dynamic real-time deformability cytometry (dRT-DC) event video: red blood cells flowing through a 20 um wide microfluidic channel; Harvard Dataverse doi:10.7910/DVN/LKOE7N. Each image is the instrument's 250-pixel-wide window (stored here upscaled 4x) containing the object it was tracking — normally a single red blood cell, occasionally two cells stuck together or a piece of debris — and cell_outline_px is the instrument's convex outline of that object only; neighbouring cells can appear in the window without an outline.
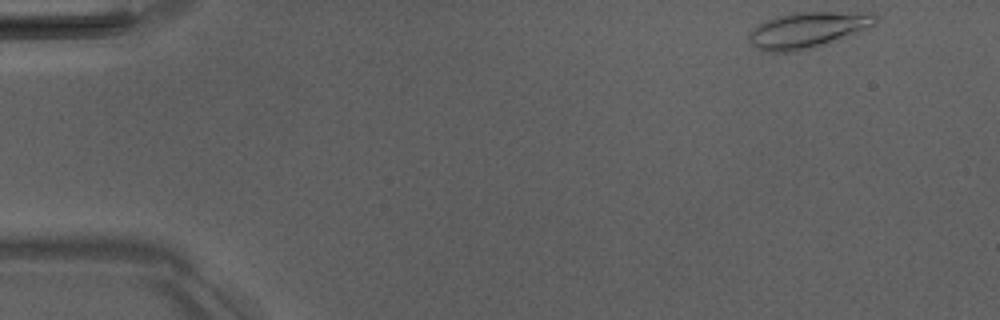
{"species": "Egyptian fruit bat (a non-hibernating species)", "species_latin": "Rousettus aegyptiacus", "temperature_condition": "room temperature", "stored_images_in_passage": 38, "camera_frame_rate_fps": 3000, "um_per_image_px": 0.085, "animal": {"sex": "male"}, "frame": {"image": 1, "passage_image": 1, "time_ms": 0.0, "image_size_px": [1000, 320], "cell_outline_px": [[876, 24], [872, 28], [840, 40], [812, 48], [792, 52], [768, 52], [752, 44], [748, 40], [748, 36], [760, 24], [776, 16], [792, 12], [872, 12], [876, 16]], "centroid_in_image_um": [68.76, 2.54], "position_along_channel_um": 16.2, "area_um2": 26.65}}
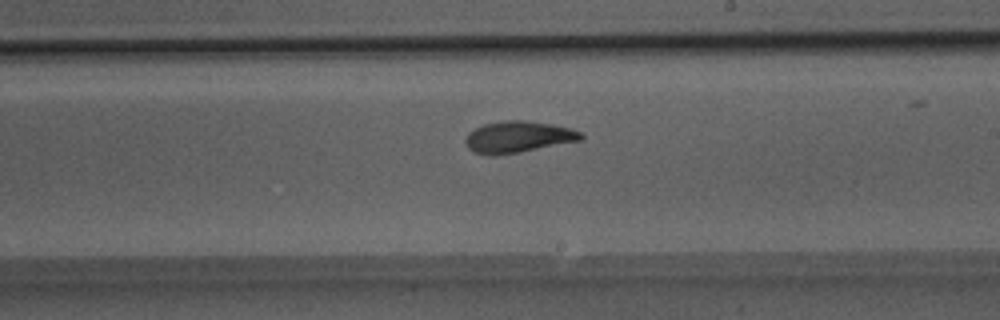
{"frame": {"image": 2, "passage_image": 27, "time_ms": 8.667, "image_size_px": [1000, 320], "cell_outline_px": [[584, 136], [580, 140], [520, 152], [492, 156], [476, 152], [468, 148], [464, 140], [468, 132], [484, 124], [504, 120], [524, 120], [552, 124], [572, 128], [580, 132]], "centroid_in_image_um": [44.02, 11.63], "position_along_channel_um": 245.0, "area_um2": 21.1}}